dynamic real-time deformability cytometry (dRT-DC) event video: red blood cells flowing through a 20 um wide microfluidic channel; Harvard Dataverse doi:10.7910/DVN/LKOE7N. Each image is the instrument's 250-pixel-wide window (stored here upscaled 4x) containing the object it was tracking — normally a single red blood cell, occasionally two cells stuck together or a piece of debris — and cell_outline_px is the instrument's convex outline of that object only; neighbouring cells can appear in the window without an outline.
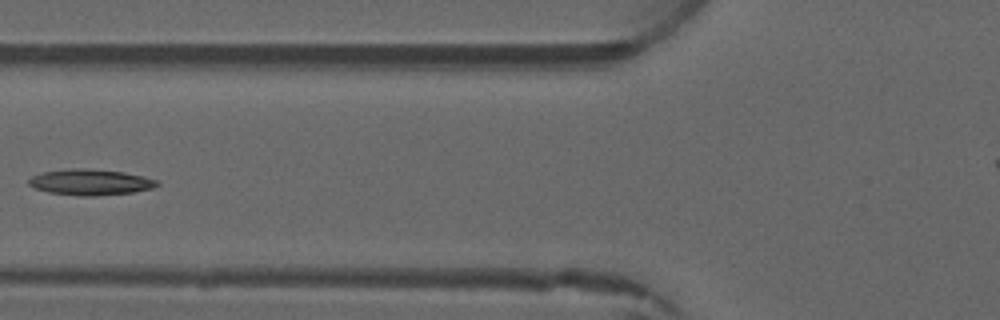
{"species": "common noctule bat (a hibernating species)", "species_latin": "Nyctalus noctula", "temperature_condition": "warm", "stored_images_in_passage": 5, "camera_frame_rate_fps": 3000, "um_per_image_px": 0.085, "animal": {"sex": "male", "forearm_length_mm": 52.5}, "frame": {"image": 1, "passage_image": 5, "time_ms": 5.0, "image_size_px": [1000, 320], "cell_outline_px": [[160, 184], [152, 188], [132, 192], [96, 196], [80, 196], [48, 192], [36, 188], [28, 184], [28, 180], [32, 176], [40, 172], [68, 168], [88, 168], [120, 172], [160, 180]], "centroid_in_image_um": [7.65, 15.48], "position_along_channel_um": 118.1, "area_um2": 19.36}}